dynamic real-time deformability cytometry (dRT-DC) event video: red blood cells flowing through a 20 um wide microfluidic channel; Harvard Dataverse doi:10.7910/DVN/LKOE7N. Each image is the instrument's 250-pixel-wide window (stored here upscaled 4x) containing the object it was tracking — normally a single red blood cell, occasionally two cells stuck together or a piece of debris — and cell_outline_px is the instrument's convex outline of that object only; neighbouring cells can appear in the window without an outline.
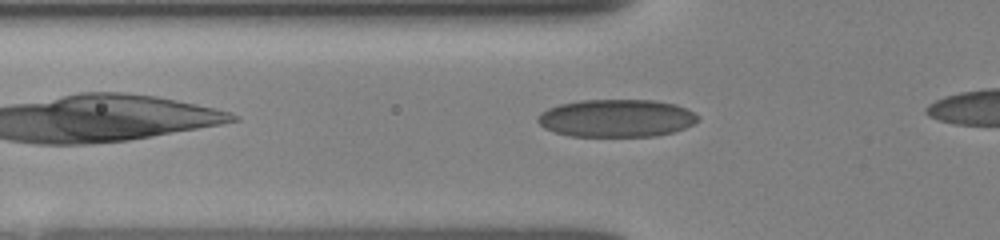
{"species": "human", "species_latin": "Homo sapiens", "temperature_condition": "room temperature", "stored_images_in_passage": 31, "camera_frame_rate_fps": 3000, "um_per_image_px": 0.085, "donor": {"sex": "female"}, "frame": {"image": 1, "passage_image": 4, "time_ms": 1.0, "image_size_px": [1000, 240], "cell_outline_px": [[700, 120], [684, 128], [672, 132], [656, 136], [572, 136], [556, 132], [544, 128], [536, 120], [536, 116], [540, 112], [548, 108], [560, 104], [580, 100], [656, 100], [676, 104], [688, 108], [700, 116]], "centroid_in_image_um": [52.42, 10.03], "position_along_channel_um": 73.4, "area_um2": 35.43}}
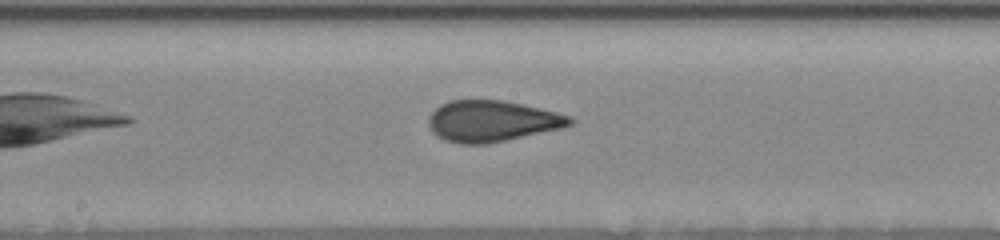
{"frame": {"image": 2, "passage_image": 14, "time_ms": 4.333, "image_size_px": [1000, 240], "cell_outline_px": [[576, 120], [572, 124], [564, 128], [484, 144], [460, 144], [444, 140], [436, 136], [432, 132], [428, 124], [428, 116], [440, 104], [448, 100], [504, 100], [524, 104], [572, 116]], "centroid_in_image_um": [41.82, 10.29], "position_along_channel_um": 206.4, "area_um2": 34.16}}
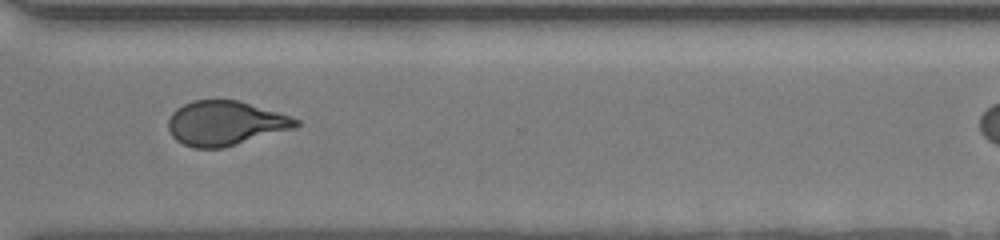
{"frame": {"image": 3, "passage_image": 25, "time_ms": 8.0, "image_size_px": [1000, 240], "cell_outline_px": [[300, 124], [296, 128], [224, 148], [192, 148], [176, 140], [172, 136], [168, 128], [168, 120], [172, 112], [176, 108], [192, 100], [236, 100], [292, 116], [300, 120]], "centroid_in_image_um": [19.15, 10.48], "position_along_channel_um": 351.4, "area_um2": 33.23}}